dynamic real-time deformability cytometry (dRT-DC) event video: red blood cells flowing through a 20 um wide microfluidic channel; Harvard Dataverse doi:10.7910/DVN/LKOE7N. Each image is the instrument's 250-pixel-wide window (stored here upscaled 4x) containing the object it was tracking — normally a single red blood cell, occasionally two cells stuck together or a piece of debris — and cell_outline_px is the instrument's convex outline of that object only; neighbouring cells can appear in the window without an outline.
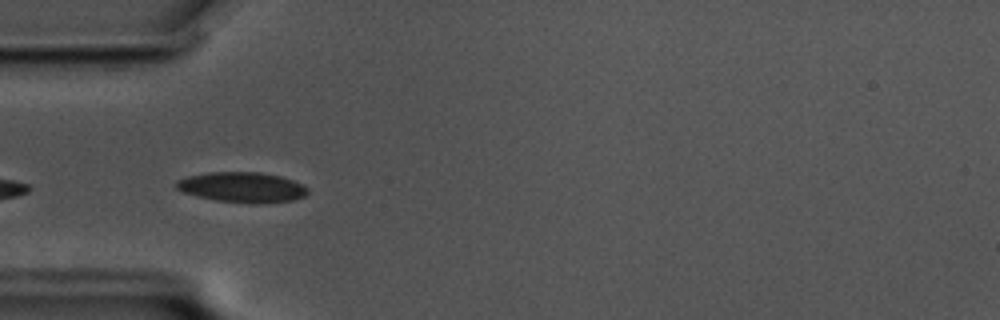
{"species": "common noctule bat (a hibernating species)", "species_latin": "Nyctalus noctula", "temperature_condition": "cold", "stored_images_in_passage": 11, "camera_frame_rate_fps": 3000, "um_per_image_px": 0.085, "animal": {"sex": "male", "body_mass_g": 17.5, "forearm_length_mm": 52.3}, "frame": {"image": 1, "passage_image": 2, "time_ms": 0.333, "image_size_px": [1000, 320], "cell_outline_px": [[308, 192], [304, 196], [292, 200], [260, 204], [216, 200], [196, 196], [184, 192], [176, 188], [176, 180], [188, 176], [208, 172], [260, 172], [280, 176], [292, 180], [308, 188]], "centroid_in_image_um": [20.57, 15.91], "position_along_channel_um": 64.4, "area_um2": 23.06}}